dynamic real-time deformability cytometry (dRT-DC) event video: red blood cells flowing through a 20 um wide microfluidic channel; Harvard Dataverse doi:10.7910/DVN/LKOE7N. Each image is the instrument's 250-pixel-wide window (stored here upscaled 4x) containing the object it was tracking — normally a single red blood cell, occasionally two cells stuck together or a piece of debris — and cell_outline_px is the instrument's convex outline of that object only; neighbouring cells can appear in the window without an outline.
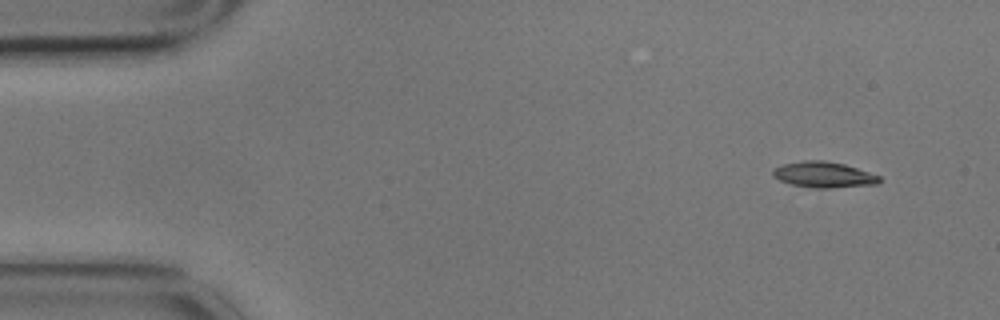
{"species": "common noctule bat (a hibernating species)", "species_latin": "Nyctalus noctula", "temperature_condition": "cold", "stored_images_in_passage": 4, "camera_frame_rate_fps": 3000, "um_per_image_px": 0.085, "animal": {"sex": "male", "body_mass_g": 17.9}, "frame": {"image": 1, "passage_image": 1, "time_ms": 0.0, "image_size_px": [1000, 320], "cell_outline_px": [[880, 180], [876, 184], [832, 188], [812, 188], [792, 184], [780, 180], [772, 176], [772, 168], [784, 164], [804, 160], [824, 160], [844, 164], [880, 176]], "centroid_in_image_um": [69.97, 14.85], "position_along_channel_um": 15.0, "area_um2": 15.95}}
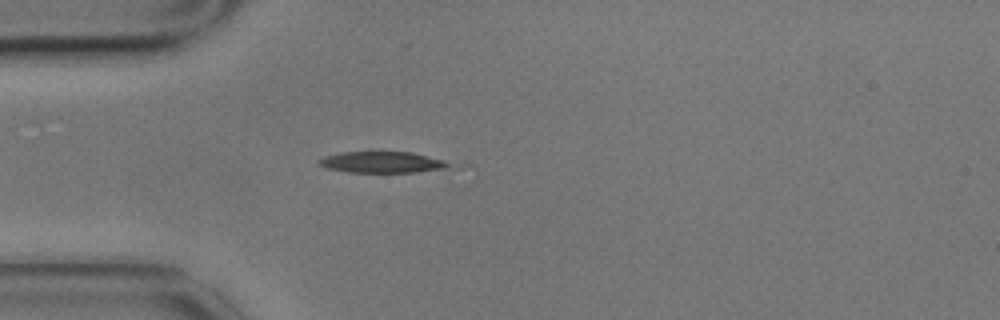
{"frame": {"image": 2, "passage_image": 4, "time_ms": 1.0, "image_size_px": [1000, 320], "cell_outline_px": [[476, 168], [416, 172], [348, 172], [328, 168], [320, 164], [316, 160], [324, 156], [344, 152], [412, 152], [472, 164]], "centroid_in_image_um": [33.09, 13.81], "position_along_channel_um": 51.9, "area_um2": 17.69}}